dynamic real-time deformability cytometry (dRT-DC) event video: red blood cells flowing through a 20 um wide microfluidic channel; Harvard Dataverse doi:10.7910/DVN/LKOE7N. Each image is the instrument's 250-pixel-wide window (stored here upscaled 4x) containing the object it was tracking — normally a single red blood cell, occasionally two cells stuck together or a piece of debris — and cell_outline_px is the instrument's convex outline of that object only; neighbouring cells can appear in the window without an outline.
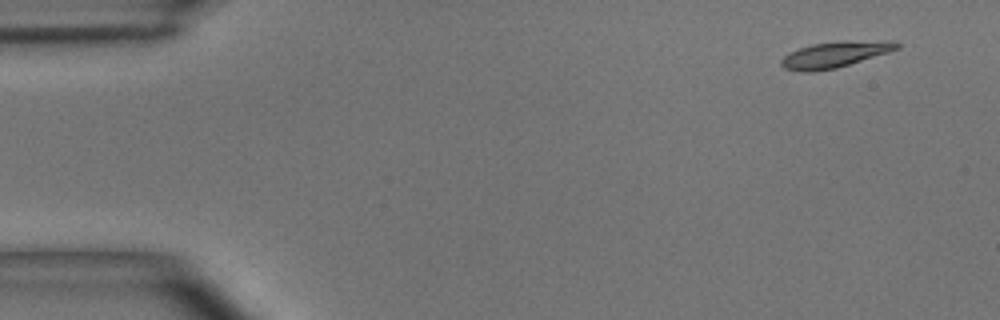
{"species": "common noctule bat (a hibernating species)", "species_latin": "Nyctalus noctula", "temperature_condition": "room temperature", "stored_images_in_passage": 47, "camera_frame_rate_fps": 3000, "um_per_image_px": 0.085, "animal": {"sex": "male", "body_mass_g": 15.6}, "frame": {"image": 1, "passage_image": 1, "time_ms": 0.0, "image_size_px": [1000, 320], "cell_outline_px": [[900, 48], [888, 52], [836, 68], [812, 72], [800, 72], [784, 68], [780, 64], [780, 60], [788, 52], [812, 44], [844, 40], [896, 40], [900, 44]], "centroid_in_image_um": [70.98, 4.62], "position_along_channel_um": 14.0, "area_um2": 17.74}}
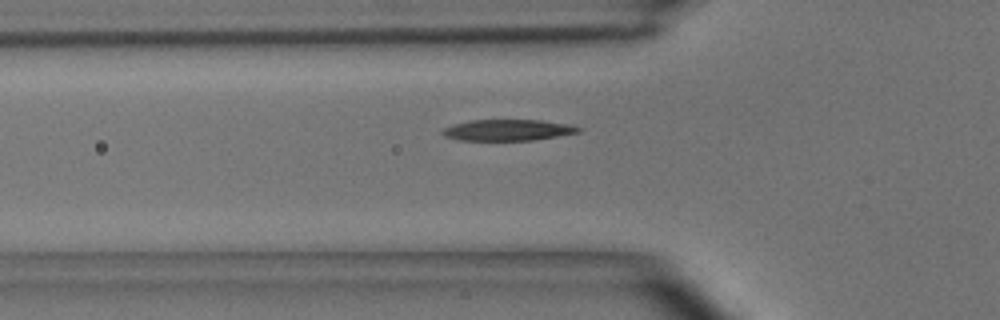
{"frame": {"image": 2, "passage_image": 14, "time_ms": 4.333, "image_size_px": [1000, 320], "cell_outline_px": [[584, 128], [580, 132], [532, 140], [460, 140], [444, 136], [440, 132], [444, 128], [452, 124], [472, 120], [540, 120], [568, 124]], "centroid_in_image_um": [43.16, 11.05], "position_along_channel_um": 82.6, "area_um2": 16.7}}
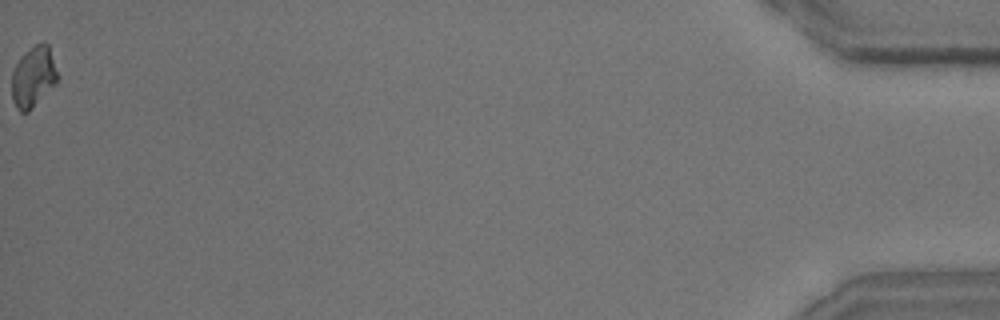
{"frame": {"image": 3, "passage_image": 47, "time_ms": 15.333, "image_size_px": [1000, 320], "cell_outline_px": [[60, 80], [28, 112], [20, 112], [16, 108], [12, 100], [12, 72], [20, 56], [36, 44], [48, 44], [60, 76]], "centroid_in_image_um": [2.85, 6.55], "position_along_channel_um": 432.3, "area_um2": 16.36}, "authors_computed_cell_mechanics": {"area_um2": 17.34, "velocity_mm_per_s": 4.0433, "shape_relaxation_time_tau1_ms": 3.1457, "shape_relaxation_time_tau2_ms": 2.4644, "deformation_change_tau1": 0.1589, "deformation_change_tau2": 0.1062}}